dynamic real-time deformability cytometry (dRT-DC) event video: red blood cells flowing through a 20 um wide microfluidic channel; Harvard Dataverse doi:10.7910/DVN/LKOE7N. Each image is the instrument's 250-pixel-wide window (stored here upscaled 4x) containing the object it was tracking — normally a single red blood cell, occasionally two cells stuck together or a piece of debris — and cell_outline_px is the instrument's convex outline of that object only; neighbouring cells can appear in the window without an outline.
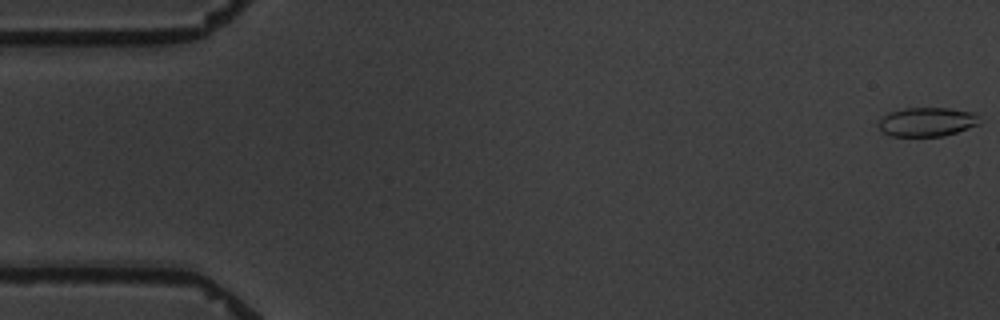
{"species": "common noctule bat (a hibernating species)", "species_latin": "Nyctalus noctula", "temperature_condition": "warm", "stored_images_in_passage": 5, "camera_frame_rate_fps": 3000, "um_per_image_px": 0.085, "animal": {"sex": "male", "body_mass_g": 19.5, "forearm_length_mm": 54.6}, "frame": {"image": 1, "passage_image": 1, "time_ms": 0.0, "image_size_px": [1000, 320], "cell_outline_px": [[980, 124], [944, 136], [888, 136], [876, 124], [888, 112], [904, 108], [948, 108], [976, 112]], "centroid_in_image_um": [78.79, 10.35], "position_along_channel_um": 6.2, "area_um2": 17.17}}